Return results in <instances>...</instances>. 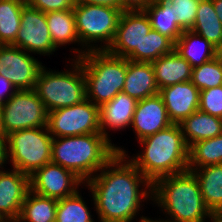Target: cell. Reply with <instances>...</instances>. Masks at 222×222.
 Listing matches in <instances>:
<instances>
[{"label":"cell","instance_id":"cell-19","mask_svg":"<svg viewBox=\"0 0 222 222\" xmlns=\"http://www.w3.org/2000/svg\"><path fill=\"white\" fill-rule=\"evenodd\" d=\"M122 92L137 101L158 94L152 63L127 59V74Z\"/></svg>","mask_w":222,"mask_h":222},{"label":"cell","instance_id":"cell-33","mask_svg":"<svg viewBox=\"0 0 222 222\" xmlns=\"http://www.w3.org/2000/svg\"><path fill=\"white\" fill-rule=\"evenodd\" d=\"M173 6V13L177 16L178 25L183 30H191L197 14L200 0H161Z\"/></svg>","mask_w":222,"mask_h":222},{"label":"cell","instance_id":"cell-6","mask_svg":"<svg viewBox=\"0 0 222 222\" xmlns=\"http://www.w3.org/2000/svg\"><path fill=\"white\" fill-rule=\"evenodd\" d=\"M71 65V71H49L43 66L38 73L34 90L47 112L69 107L86 99V81L82 64L78 59H73Z\"/></svg>","mask_w":222,"mask_h":222},{"label":"cell","instance_id":"cell-35","mask_svg":"<svg viewBox=\"0 0 222 222\" xmlns=\"http://www.w3.org/2000/svg\"><path fill=\"white\" fill-rule=\"evenodd\" d=\"M27 3L43 13L73 9L75 0H28Z\"/></svg>","mask_w":222,"mask_h":222},{"label":"cell","instance_id":"cell-31","mask_svg":"<svg viewBox=\"0 0 222 222\" xmlns=\"http://www.w3.org/2000/svg\"><path fill=\"white\" fill-rule=\"evenodd\" d=\"M191 82L200 91L222 86V58L214 59L192 68Z\"/></svg>","mask_w":222,"mask_h":222},{"label":"cell","instance_id":"cell-37","mask_svg":"<svg viewBox=\"0 0 222 222\" xmlns=\"http://www.w3.org/2000/svg\"><path fill=\"white\" fill-rule=\"evenodd\" d=\"M155 0H120L121 11L144 10Z\"/></svg>","mask_w":222,"mask_h":222},{"label":"cell","instance_id":"cell-12","mask_svg":"<svg viewBox=\"0 0 222 222\" xmlns=\"http://www.w3.org/2000/svg\"><path fill=\"white\" fill-rule=\"evenodd\" d=\"M42 67V63L21 48L12 45L0 46V74L4 75L17 91L33 90Z\"/></svg>","mask_w":222,"mask_h":222},{"label":"cell","instance_id":"cell-40","mask_svg":"<svg viewBox=\"0 0 222 222\" xmlns=\"http://www.w3.org/2000/svg\"><path fill=\"white\" fill-rule=\"evenodd\" d=\"M215 8V12L219 17V20L222 24V0H212Z\"/></svg>","mask_w":222,"mask_h":222},{"label":"cell","instance_id":"cell-10","mask_svg":"<svg viewBox=\"0 0 222 222\" xmlns=\"http://www.w3.org/2000/svg\"><path fill=\"white\" fill-rule=\"evenodd\" d=\"M0 108L7 135L18 130L47 127L48 112L34 89L16 91Z\"/></svg>","mask_w":222,"mask_h":222},{"label":"cell","instance_id":"cell-28","mask_svg":"<svg viewBox=\"0 0 222 222\" xmlns=\"http://www.w3.org/2000/svg\"><path fill=\"white\" fill-rule=\"evenodd\" d=\"M222 164V134L192 144L188 150V170Z\"/></svg>","mask_w":222,"mask_h":222},{"label":"cell","instance_id":"cell-3","mask_svg":"<svg viewBox=\"0 0 222 222\" xmlns=\"http://www.w3.org/2000/svg\"><path fill=\"white\" fill-rule=\"evenodd\" d=\"M116 153L125 154L126 150L116 147L102 134L56 137L52 141L51 162L87 182Z\"/></svg>","mask_w":222,"mask_h":222},{"label":"cell","instance_id":"cell-44","mask_svg":"<svg viewBox=\"0 0 222 222\" xmlns=\"http://www.w3.org/2000/svg\"><path fill=\"white\" fill-rule=\"evenodd\" d=\"M218 56L222 58V45L218 48Z\"/></svg>","mask_w":222,"mask_h":222},{"label":"cell","instance_id":"cell-30","mask_svg":"<svg viewBox=\"0 0 222 222\" xmlns=\"http://www.w3.org/2000/svg\"><path fill=\"white\" fill-rule=\"evenodd\" d=\"M79 190L66 198L58 199L55 222H94Z\"/></svg>","mask_w":222,"mask_h":222},{"label":"cell","instance_id":"cell-39","mask_svg":"<svg viewBox=\"0 0 222 222\" xmlns=\"http://www.w3.org/2000/svg\"><path fill=\"white\" fill-rule=\"evenodd\" d=\"M7 160L6 138L0 136V168L3 169V164H6ZM2 169L0 172L3 171Z\"/></svg>","mask_w":222,"mask_h":222},{"label":"cell","instance_id":"cell-38","mask_svg":"<svg viewBox=\"0 0 222 222\" xmlns=\"http://www.w3.org/2000/svg\"><path fill=\"white\" fill-rule=\"evenodd\" d=\"M75 3L109 6L121 10L120 0H75Z\"/></svg>","mask_w":222,"mask_h":222},{"label":"cell","instance_id":"cell-16","mask_svg":"<svg viewBox=\"0 0 222 222\" xmlns=\"http://www.w3.org/2000/svg\"><path fill=\"white\" fill-rule=\"evenodd\" d=\"M173 124L161 95L147 97L137 102L132 119V128L140 141Z\"/></svg>","mask_w":222,"mask_h":222},{"label":"cell","instance_id":"cell-21","mask_svg":"<svg viewBox=\"0 0 222 222\" xmlns=\"http://www.w3.org/2000/svg\"><path fill=\"white\" fill-rule=\"evenodd\" d=\"M174 50L192 68L200 66L218 56V49L202 36L191 30H184L175 42Z\"/></svg>","mask_w":222,"mask_h":222},{"label":"cell","instance_id":"cell-2","mask_svg":"<svg viewBox=\"0 0 222 222\" xmlns=\"http://www.w3.org/2000/svg\"><path fill=\"white\" fill-rule=\"evenodd\" d=\"M143 151L129 159L153 184L164 176L188 170V146L179 124H171L140 141Z\"/></svg>","mask_w":222,"mask_h":222},{"label":"cell","instance_id":"cell-1","mask_svg":"<svg viewBox=\"0 0 222 222\" xmlns=\"http://www.w3.org/2000/svg\"><path fill=\"white\" fill-rule=\"evenodd\" d=\"M128 158L126 153H116L99 175L84 183L92 193L100 222H132L142 201L152 199V183Z\"/></svg>","mask_w":222,"mask_h":222},{"label":"cell","instance_id":"cell-8","mask_svg":"<svg viewBox=\"0 0 222 222\" xmlns=\"http://www.w3.org/2000/svg\"><path fill=\"white\" fill-rule=\"evenodd\" d=\"M53 137L48 127L23 129L6 137L7 158L12 168L27 175L51 162Z\"/></svg>","mask_w":222,"mask_h":222},{"label":"cell","instance_id":"cell-17","mask_svg":"<svg viewBox=\"0 0 222 222\" xmlns=\"http://www.w3.org/2000/svg\"><path fill=\"white\" fill-rule=\"evenodd\" d=\"M168 117L173 124H180L199 110L200 90L191 81L180 82L159 90Z\"/></svg>","mask_w":222,"mask_h":222},{"label":"cell","instance_id":"cell-41","mask_svg":"<svg viewBox=\"0 0 222 222\" xmlns=\"http://www.w3.org/2000/svg\"><path fill=\"white\" fill-rule=\"evenodd\" d=\"M209 220L212 222H222V211L220 212H210L208 215Z\"/></svg>","mask_w":222,"mask_h":222},{"label":"cell","instance_id":"cell-11","mask_svg":"<svg viewBox=\"0 0 222 222\" xmlns=\"http://www.w3.org/2000/svg\"><path fill=\"white\" fill-rule=\"evenodd\" d=\"M151 30L150 19L144 10L123 11L115 38L106 51L117 57L141 62V43Z\"/></svg>","mask_w":222,"mask_h":222},{"label":"cell","instance_id":"cell-36","mask_svg":"<svg viewBox=\"0 0 222 222\" xmlns=\"http://www.w3.org/2000/svg\"><path fill=\"white\" fill-rule=\"evenodd\" d=\"M0 86H1L0 87V106H1L3 103L7 102L16 93L17 90L12 85V83L8 81L2 74H0Z\"/></svg>","mask_w":222,"mask_h":222},{"label":"cell","instance_id":"cell-18","mask_svg":"<svg viewBox=\"0 0 222 222\" xmlns=\"http://www.w3.org/2000/svg\"><path fill=\"white\" fill-rule=\"evenodd\" d=\"M137 100L120 92L111 101L99 107L100 132L109 138L107 128L121 130L131 125Z\"/></svg>","mask_w":222,"mask_h":222},{"label":"cell","instance_id":"cell-20","mask_svg":"<svg viewBox=\"0 0 222 222\" xmlns=\"http://www.w3.org/2000/svg\"><path fill=\"white\" fill-rule=\"evenodd\" d=\"M152 67L159 90L180 82L191 81V65L175 50L153 61Z\"/></svg>","mask_w":222,"mask_h":222},{"label":"cell","instance_id":"cell-25","mask_svg":"<svg viewBox=\"0 0 222 222\" xmlns=\"http://www.w3.org/2000/svg\"><path fill=\"white\" fill-rule=\"evenodd\" d=\"M144 11L150 19L153 30L170 38L174 43L182 35L184 30L178 25V19L173 13V6L171 4L155 0Z\"/></svg>","mask_w":222,"mask_h":222},{"label":"cell","instance_id":"cell-34","mask_svg":"<svg viewBox=\"0 0 222 222\" xmlns=\"http://www.w3.org/2000/svg\"><path fill=\"white\" fill-rule=\"evenodd\" d=\"M199 110L222 119V86L200 91Z\"/></svg>","mask_w":222,"mask_h":222},{"label":"cell","instance_id":"cell-29","mask_svg":"<svg viewBox=\"0 0 222 222\" xmlns=\"http://www.w3.org/2000/svg\"><path fill=\"white\" fill-rule=\"evenodd\" d=\"M24 0H0V45H12L20 28Z\"/></svg>","mask_w":222,"mask_h":222},{"label":"cell","instance_id":"cell-24","mask_svg":"<svg viewBox=\"0 0 222 222\" xmlns=\"http://www.w3.org/2000/svg\"><path fill=\"white\" fill-rule=\"evenodd\" d=\"M191 31L205 38L217 49L222 45V24L212 0H200Z\"/></svg>","mask_w":222,"mask_h":222},{"label":"cell","instance_id":"cell-5","mask_svg":"<svg viewBox=\"0 0 222 222\" xmlns=\"http://www.w3.org/2000/svg\"><path fill=\"white\" fill-rule=\"evenodd\" d=\"M78 60L82 64L89 101L100 107L123 91L127 58L111 55L106 50H92Z\"/></svg>","mask_w":222,"mask_h":222},{"label":"cell","instance_id":"cell-13","mask_svg":"<svg viewBox=\"0 0 222 222\" xmlns=\"http://www.w3.org/2000/svg\"><path fill=\"white\" fill-rule=\"evenodd\" d=\"M12 46L44 56L55 52L57 47L51 39L45 13L27 3L22 9L20 28Z\"/></svg>","mask_w":222,"mask_h":222},{"label":"cell","instance_id":"cell-43","mask_svg":"<svg viewBox=\"0 0 222 222\" xmlns=\"http://www.w3.org/2000/svg\"><path fill=\"white\" fill-rule=\"evenodd\" d=\"M0 136H2L4 138L7 137V134H6L5 129H4L3 121H2V118H1V108H0Z\"/></svg>","mask_w":222,"mask_h":222},{"label":"cell","instance_id":"cell-32","mask_svg":"<svg viewBox=\"0 0 222 222\" xmlns=\"http://www.w3.org/2000/svg\"><path fill=\"white\" fill-rule=\"evenodd\" d=\"M175 43L156 30H151L141 43V62L152 63L162 55L174 51Z\"/></svg>","mask_w":222,"mask_h":222},{"label":"cell","instance_id":"cell-23","mask_svg":"<svg viewBox=\"0 0 222 222\" xmlns=\"http://www.w3.org/2000/svg\"><path fill=\"white\" fill-rule=\"evenodd\" d=\"M206 208L210 212L222 211V164L208 165L195 170Z\"/></svg>","mask_w":222,"mask_h":222},{"label":"cell","instance_id":"cell-15","mask_svg":"<svg viewBox=\"0 0 222 222\" xmlns=\"http://www.w3.org/2000/svg\"><path fill=\"white\" fill-rule=\"evenodd\" d=\"M29 190V175L14 168L0 172V222H17Z\"/></svg>","mask_w":222,"mask_h":222},{"label":"cell","instance_id":"cell-22","mask_svg":"<svg viewBox=\"0 0 222 222\" xmlns=\"http://www.w3.org/2000/svg\"><path fill=\"white\" fill-rule=\"evenodd\" d=\"M179 125L188 148L198 141L222 134V119L200 110L192 113Z\"/></svg>","mask_w":222,"mask_h":222},{"label":"cell","instance_id":"cell-14","mask_svg":"<svg viewBox=\"0 0 222 222\" xmlns=\"http://www.w3.org/2000/svg\"><path fill=\"white\" fill-rule=\"evenodd\" d=\"M81 183L74 172L52 162L45 164L30 175V190L55 199H62L75 194Z\"/></svg>","mask_w":222,"mask_h":222},{"label":"cell","instance_id":"cell-4","mask_svg":"<svg viewBox=\"0 0 222 222\" xmlns=\"http://www.w3.org/2000/svg\"><path fill=\"white\" fill-rule=\"evenodd\" d=\"M152 201L173 222H204L206 208L198 179L192 171L164 176L152 184Z\"/></svg>","mask_w":222,"mask_h":222},{"label":"cell","instance_id":"cell-7","mask_svg":"<svg viewBox=\"0 0 222 222\" xmlns=\"http://www.w3.org/2000/svg\"><path fill=\"white\" fill-rule=\"evenodd\" d=\"M73 13L79 42L82 48L87 46L84 50L73 49L78 54L74 58L82 57L87 51L107 50L115 38L122 11L109 6L75 3ZM93 42H101L100 47L92 46Z\"/></svg>","mask_w":222,"mask_h":222},{"label":"cell","instance_id":"cell-42","mask_svg":"<svg viewBox=\"0 0 222 222\" xmlns=\"http://www.w3.org/2000/svg\"><path fill=\"white\" fill-rule=\"evenodd\" d=\"M139 222H173V221L170 219H167V220L162 219V220L158 221V220H152L150 218L142 216V217H140Z\"/></svg>","mask_w":222,"mask_h":222},{"label":"cell","instance_id":"cell-9","mask_svg":"<svg viewBox=\"0 0 222 222\" xmlns=\"http://www.w3.org/2000/svg\"><path fill=\"white\" fill-rule=\"evenodd\" d=\"M47 127L53 138L101 134L99 106L86 98L78 104L49 111Z\"/></svg>","mask_w":222,"mask_h":222},{"label":"cell","instance_id":"cell-26","mask_svg":"<svg viewBox=\"0 0 222 222\" xmlns=\"http://www.w3.org/2000/svg\"><path fill=\"white\" fill-rule=\"evenodd\" d=\"M49 32L54 45L80 44L73 9L45 13Z\"/></svg>","mask_w":222,"mask_h":222},{"label":"cell","instance_id":"cell-27","mask_svg":"<svg viewBox=\"0 0 222 222\" xmlns=\"http://www.w3.org/2000/svg\"><path fill=\"white\" fill-rule=\"evenodd\" d=\"M57 205L58 199L29 190L17 222H55Z\"/></svg>","mask_w":222,"mask_h":222}]
</instances>
